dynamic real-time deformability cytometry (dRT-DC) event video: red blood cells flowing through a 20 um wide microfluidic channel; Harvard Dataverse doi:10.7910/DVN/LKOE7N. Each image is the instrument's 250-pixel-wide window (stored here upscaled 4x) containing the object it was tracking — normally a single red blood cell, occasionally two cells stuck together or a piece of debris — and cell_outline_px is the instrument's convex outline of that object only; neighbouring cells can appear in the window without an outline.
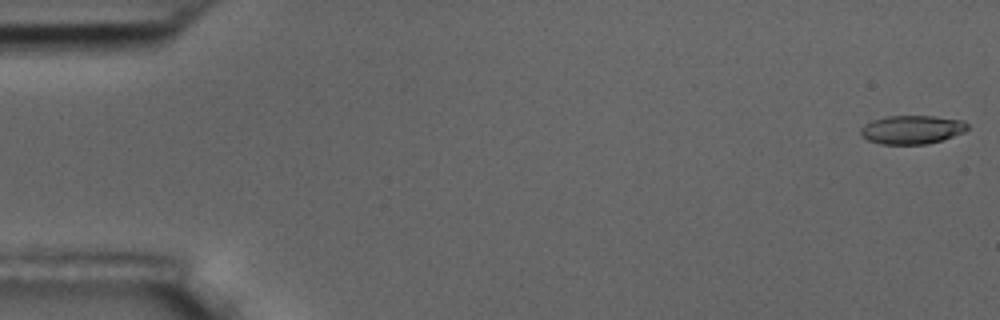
{"species": "common noctule bat (a hibernating species)", "species_latin": "Nyctalus noctula", "temperature_condition": "room temperature", "stored_images_in_passage": 7, "camera_frame_rate_fps": 3000, "um_per_image_px": 0.085, "animal": {"sex": "male", "body_mass_g": 17.5, "forearm_length_mm": 52.3}, "frame": {"image": 1, "passage_image": 1, "time_ms": 0.0, "image_size_px": [1000, 320], "cell_outline_px": [[968, 128], [964, 132], [928, 144], [880, 144], [868, 140], [860, 132], [860, 128], [864, 124], [872, 120], [884, 116], [936, 116], [964, 120], [968, 124]], "centroid_in_image_um": [77.51, 11.0], "position_along_channel_um": 7.5, "area_um2": 17.86}}
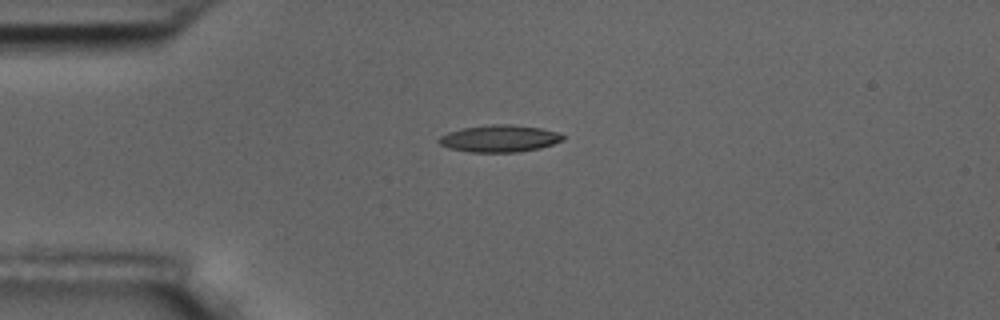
{"frame": {"image": 2, "passage_image": 4, "time_ms": 4.333, "image_size_px": [1000, 320], "cell_outline_px": [[564, 140], [540, 148], [520, 152], [468, 152], [448, 148], [440, 144], [436, 140], [440, 136], [448, 132], [464, 128], [492, 124], [512, 124], [540, 128], [556, 132], [564, 136]], "centroid_in_image_um": [42.43, 11.78], "position_along_channel_um": 42.6, "area_um2": 19.54}}